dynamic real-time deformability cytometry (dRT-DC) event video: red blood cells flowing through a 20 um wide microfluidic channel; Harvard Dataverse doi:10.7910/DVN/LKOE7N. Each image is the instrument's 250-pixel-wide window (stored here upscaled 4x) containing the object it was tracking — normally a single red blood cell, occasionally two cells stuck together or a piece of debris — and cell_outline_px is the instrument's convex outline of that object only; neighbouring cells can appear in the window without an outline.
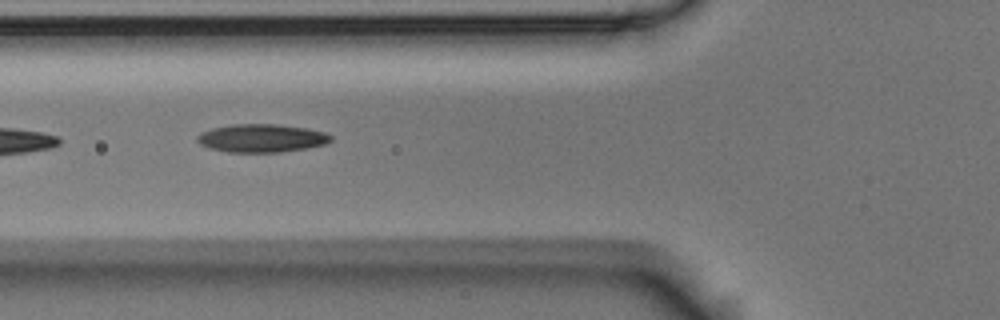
{"species": "Egyptian fruit bat (a non-hibernating species)", "species_latin": "Rousettus aegyptiacus", "temperature_condition": "room temperature", "stored_images_in_passage": 10, "camera_frame_rate_fps": 3000, "um_per_image_px": 0.085, "animal": {"sex": "male"}, "frame": {"image": 1, "passage_image": 7, "time_ms": 2.0, "image_size_px": [1000, 320], "cell_outline_px": [[332, 140], [324, 144], [308, 148], [280, 152], [228, 152], [208, 148], [200, 144], [196, 140], [196, 136], [200, 132], [212, 128], [232, 124], [276, 124], [304, 128], [324, 132], [332, 136]], "centroid_in_image_um": [22.19, 11.74], "position_along_channel_um": 103.6, "area_um2": 21.96}}
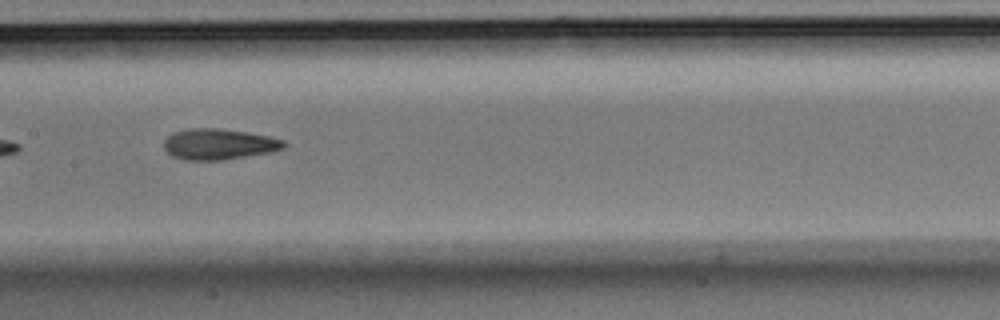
{"frame": {"image": 2, "passage_image": 9, "time_ms": 2.667, "image_size_px": [1000, 320], "cell_outline_px": [[284, 148], [268, 152], [224, 160], [184, 160], [172, 156], [164, 148], [164, 140], [168, 136], [176, 132], [188, 128], [216, 128], [244, 132], [268, 136], [284, 140]], "centroid_in_image_um": [18.56, 12.26], "position_along_channel_um": 188.8, "area_um2": 21.27}}
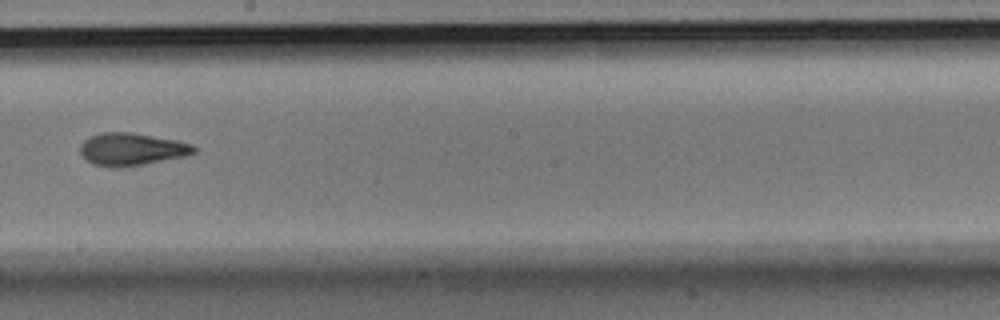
{"frame": {"image": 3, "passage_image": 10, "time_ms": 3.0, "image_size_px": [1000, 320], "cell_outline_px": [[196, 152], [188, 156], [144, 164], [120, 168], [112, 168], [96, 164], [88, 160], [80, 152], [80, 144], [88, 136], [100, 132], [132, 132], [176, 140], [192, 144], [196, 148]], "centroid_in_image_um": [11.2, 12.68], "position_along_channel_um": 237.0, "area_um2": 21.73}}